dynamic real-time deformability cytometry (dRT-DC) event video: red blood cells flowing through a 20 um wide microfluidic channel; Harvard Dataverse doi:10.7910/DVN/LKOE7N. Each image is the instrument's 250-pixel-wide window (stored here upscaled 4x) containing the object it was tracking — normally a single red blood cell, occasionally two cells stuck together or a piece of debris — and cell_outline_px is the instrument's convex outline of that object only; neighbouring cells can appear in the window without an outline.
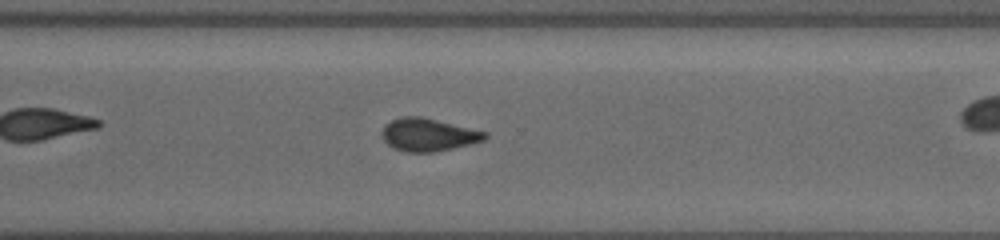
{"species": "common noctule bat (a hibernating species)", "species_latin": "Nyctalus noctula", "temperature_condition": "cold", "stored_images_in_passage": 72, "camera_frame_rate_fps": 3000, "um_per_image_px": 0.085, "animal": {"sex": "female", "body_mass_g": 19.5, "forearm_length_mm": 54.1}, "frame": {"image": 1, "passage_image": 52, "time_ms": 13.667, "image_size_px": [1000, 240], "cell_outline_px": [[488, 136], [484, 140], [472, 144], [436, 152], [408, 152], [396, 148], [388, 144], [384, 140], [384, 124], [400, 116], [420, 116], [488, 132]], "centroid_in_image_um": [36.45, 11.45], "position_along_channel_um": 334.1, "area_um2": 19.54}}
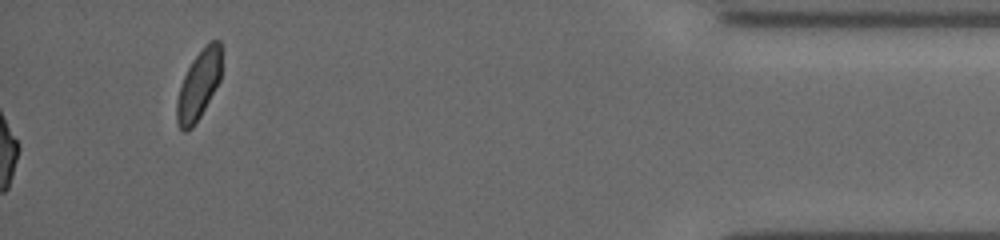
{"frame": {"image": 2, "passage_image": 72, "time_ms": 18.667, "image_size_px": [1000, 240], "cell_outline_px": [[220, 80], [200, 116], [192, 128], [184, 132], [180, 128], [176, 120], [176, 100], [180, 84], [192, 60], [212, 40], [220, 40]], "centroid_in_image_um": [16.85, 7.27], "position_along_channel_um": 418.3, "area_um2": 17.63}, "authors_computed_cell_mechanics": {"area_um2": 19.4208, "velocity_mm_per_s": 3.7378, "shape_relaxation_time_tau1_ms": null, "shape_relaxation_time_tau2_ms": 3.7181, "deformation_change_tau1": null, "deformation_change_tau2": 0.0887}}